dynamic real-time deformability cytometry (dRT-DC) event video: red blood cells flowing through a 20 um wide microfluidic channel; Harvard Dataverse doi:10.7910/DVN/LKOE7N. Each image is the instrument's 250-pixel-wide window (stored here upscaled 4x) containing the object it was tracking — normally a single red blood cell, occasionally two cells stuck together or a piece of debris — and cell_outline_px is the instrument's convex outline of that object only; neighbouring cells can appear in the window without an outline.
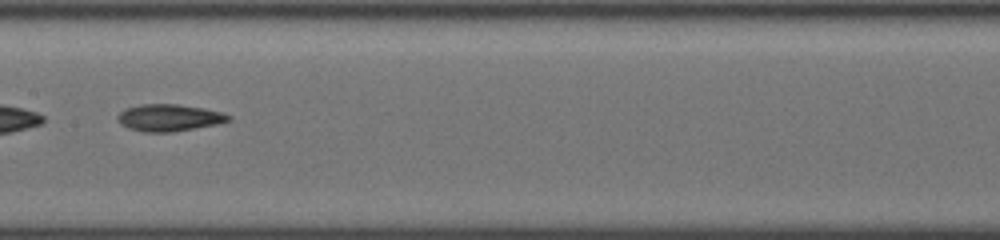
{"species": "common noctule bat (a hibernating species)", "species_latin": "Nyctalus noctula", "temperature_condition": "cold", "stored_images_in_passage": 54, "segment_of_instrument_passage": [2, 2], "camera_frame_rate_fps": 3000, "um_per_image_px": 0.085, "animal": {"sex": "female", "body_mass_g": 19.5, "forearm_length_mm": 54.1}, "frame": {"image": 1, "passage_image": 31, "time_ms": 10.0, "image_size_px": [1000, 240], "cell_outline_px": [[232, 116], [228, 120], [216, 124], [172, 132], [144, 132], [128, 128], [120, 124], [116, 116], [124, 108], [140, 104], [176, 104], [204, 108], [224, 112]], "centroid_in_image_um": [14.34, 9.99], "position_along_channel_um": 193.1, "area_um2": 17.46}}
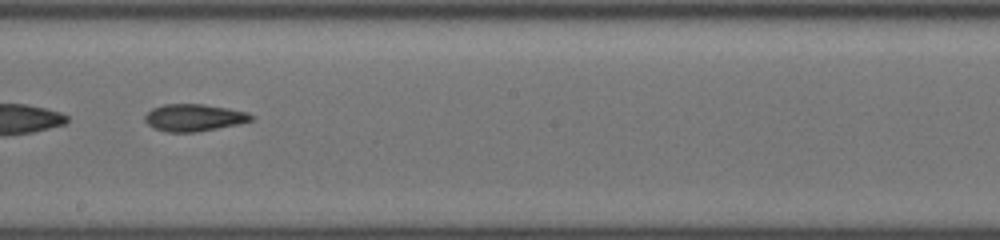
{"frame": {"image": 2, "passage_image": 34, "time_ms": 11.0, "image_size_px": [1000, 240], "cell_outline_px": [[252, 120], [236, 124], [196, 132], [168, 132], [152, 128], [144, 120], [144, 116], [152, 108], [164, 104], [204, 104], [228, 108], [248, 112], [252, 116]], "centroid_in_image_um": [16.44, 9.99], "position_along_channel_um": 231.8, "area_um2": 16.7}}
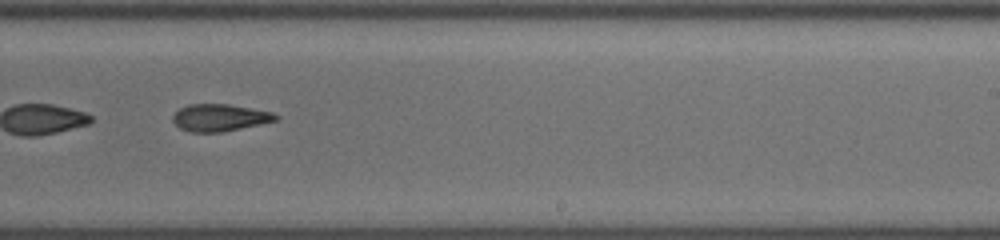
{"frame": {"image": 3, "passage_image": 37, "time_ms": 12.0, "image_size_px": [1000, 240], "cell_outline_px": [[280, 120], [220, 132], [192, 132], [180, 128], [172, 120], [172, 116], [180, 108], [188, 104], [228, 104], [272, 112], [280, 116]], "centroid_in_image_um": [18.69, 9.99], "position_along_channel_um": 270.3, "area_um2": 16.18}}